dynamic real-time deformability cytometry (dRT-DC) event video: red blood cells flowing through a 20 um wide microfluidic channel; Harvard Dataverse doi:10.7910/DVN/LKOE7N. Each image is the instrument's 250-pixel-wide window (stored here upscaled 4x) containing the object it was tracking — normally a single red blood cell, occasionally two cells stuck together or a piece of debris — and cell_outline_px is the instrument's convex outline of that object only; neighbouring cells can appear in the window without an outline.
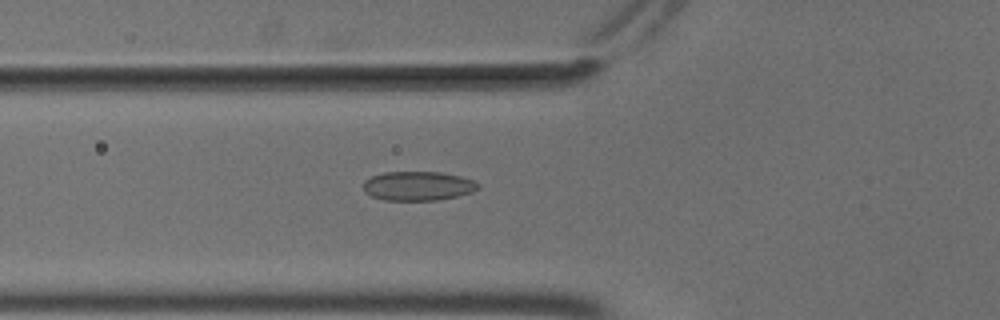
{"species": "common noctule bat (a hibernating species)", "species_latin": "Nyctalus noctula", "temperature_condition": "cold", "stored_images_in_passage": 49, "camera_frame_rate_fps": 3000, "um_per_image_px": 0.085, "animal": {"sex": "male", "body_mass_g": 18.8}, "frame": {"image": 1, "passage_image": 15, "time_ms": 4.667, "image_size_px": [1000, 320], "cell_outline_px": [[480, 188], [472, 192], [456, 196], [436, 200], [384, 200], [372, 196], [364, 192], [364, 180], [372, 176], [384, 172], [440, 172], [460, 176], [472, 180], [480, 184]], "centroid_in_image_um": [35.53, 15.8], "position_along_channel_um": 90.3, "area_um2": 19.48}}
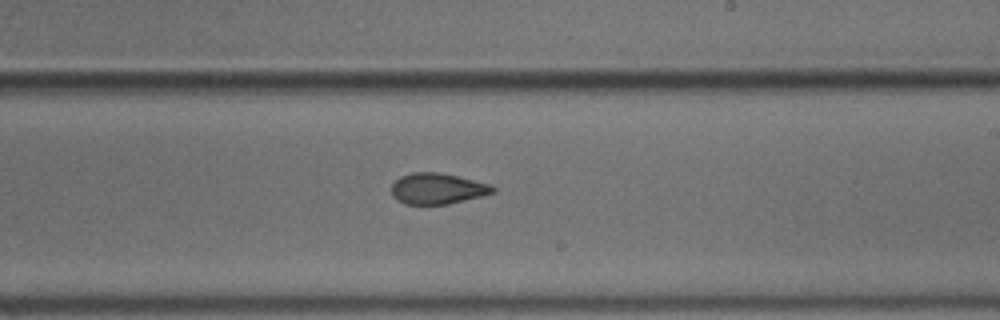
{"frame": {"image": 2, "passage_image": 28, "time_ms": 9.0, "image_size_px": [1000, 320], "cell_outline_px": [[496, 192], [484, 196], [448, 204], [404, 204], [396, 200], [392, 196], [392, 184], [400, 176], [412, 172], [440, 172], [492, 184], [496, 188]], "centroid_in_image_um": [37.21, 16.03], "position_along_channel_um": 251.8, "area_um2": 18.55}}
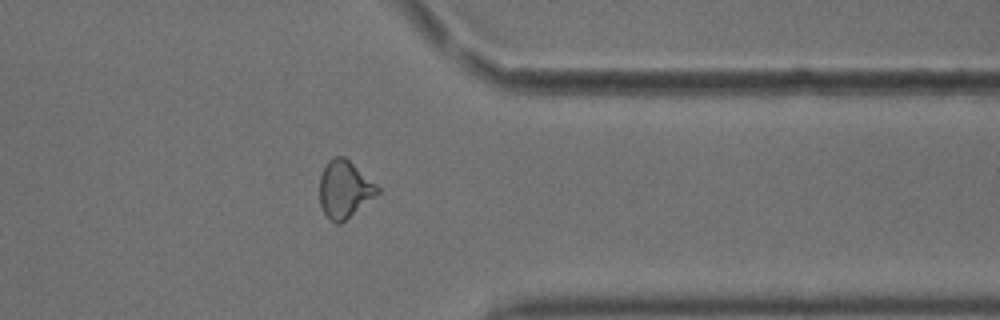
{"frame": {"image": 3, "passage_image": 39, "time_ms": 12.667, "image_size_px": [1000, 320], "cell_outline_px": [[380, 192], [376, 196], [340, 224], [336, 224], [324, 212], [320, 204], [320, 176], [328, 160], [336, 156], [344, 156], [376, 184], [380, 188]], "centroid_in_image_um": [29.29, 16.08], "position_along_channel_um": 382.1, "area_um2": 19.07}, "authors_computed_cell_mechanics": {"area_um2": 19.1318, "velocity_mm_per_s": 3.7122, "shape_relaxation_time_tau1_ms": null, "shape_relaxation_time_tau2_ms": 2.1009, "deformation_change_tau1": null, "deformation_change_tau2": 0.0699}}